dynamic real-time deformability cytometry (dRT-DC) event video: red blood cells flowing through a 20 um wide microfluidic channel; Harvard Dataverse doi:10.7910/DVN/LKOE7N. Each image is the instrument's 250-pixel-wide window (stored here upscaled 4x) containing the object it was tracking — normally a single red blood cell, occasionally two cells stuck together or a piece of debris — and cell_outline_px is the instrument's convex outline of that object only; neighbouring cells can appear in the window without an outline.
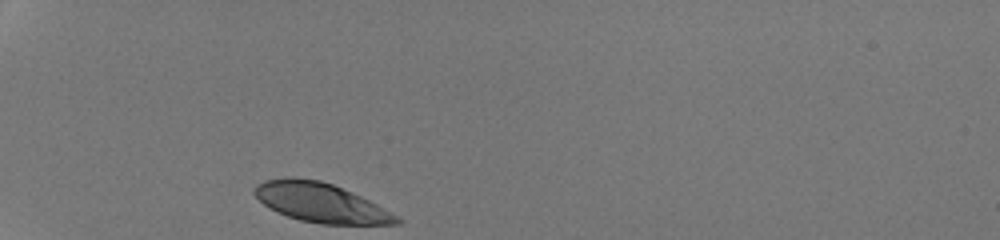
{"species": "human", "species_latin": "Homo sapiens", "temperature_condition": "room temperature", "stored_images_in_passage": 28, "camera_frame_rate_fps": 3000, "um_per_image_px": 0.085, "donor": {"sex": "male"}, "frame": {"image": 1, "passage_image": 1, "time_ms": 0.0, "image_size_px": [1000, 240], "cell_outline_px": [[404, 220], [400, 224], [320, 224], [300, 220], [276, 212], [264, 204], [252, 192], [256, 184], [264, 180], [284, 176], [296, 176], [320, 180], [332, 184], [352, 192], [376, 204]], "centroid_in_image_um": [27.22, 17.2], "position_along_channel_um": 57.8, "area_um2": 32.66}}
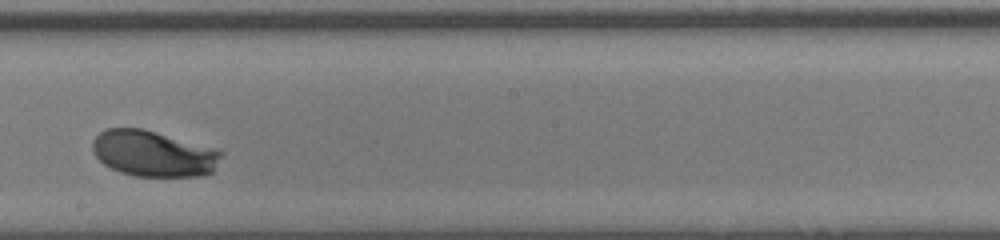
{"frame": {"image": 2, "passage_image": 16, "time_ms": 5.0, "image_size_px": [1000, 240], "cell_outline_px": [[224, 152], [212, 172], [200, 176], [136, 176], [120, 172], [104, 164], [96, 156], [92, 148], [92, 140], [100, 132], [108, 128], [140, 128]], "centroid_in_image_um": [12.99, 13.07], "position_along_channel_um": 235.2, "area_um2": 33.76}}
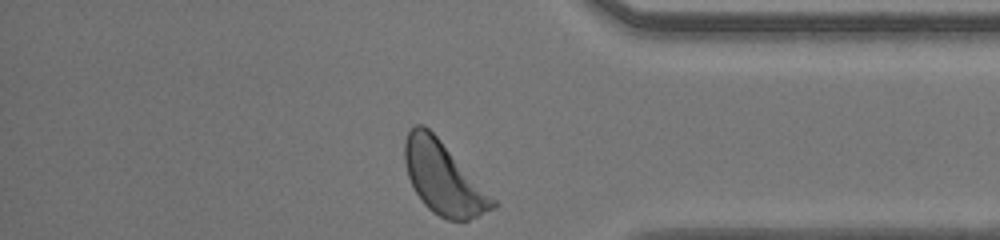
{"frame": {"image": 3, "passage_image": 28, "time_ms": 9.0, "image_size_px": [1000, 240], "cell_outline_px": [[500, 204], [496, 208], [468, 220], [448, 220], [432, 212], [424, 204], [416, 192], [408, 176], [404, 160], [404, 140], [408, 132], [416, 124], [424, 124], [440, 140]], "centroid_in_image_um": [37.69, 15.15], "position_along_channel_um": 397.5, "area_um2": 36.65}, "authors_computed_cell_mechanics": {"area_um2": 33.8419, "velocity_mm_per_s": 4.2224, "shape_relaxation_time_tau1_ms": 1.6185, "shape_relaxation_time_tau2_ms": null, "deformation_change_tau1": 0.1405, "deformation_change_tau2": null}}